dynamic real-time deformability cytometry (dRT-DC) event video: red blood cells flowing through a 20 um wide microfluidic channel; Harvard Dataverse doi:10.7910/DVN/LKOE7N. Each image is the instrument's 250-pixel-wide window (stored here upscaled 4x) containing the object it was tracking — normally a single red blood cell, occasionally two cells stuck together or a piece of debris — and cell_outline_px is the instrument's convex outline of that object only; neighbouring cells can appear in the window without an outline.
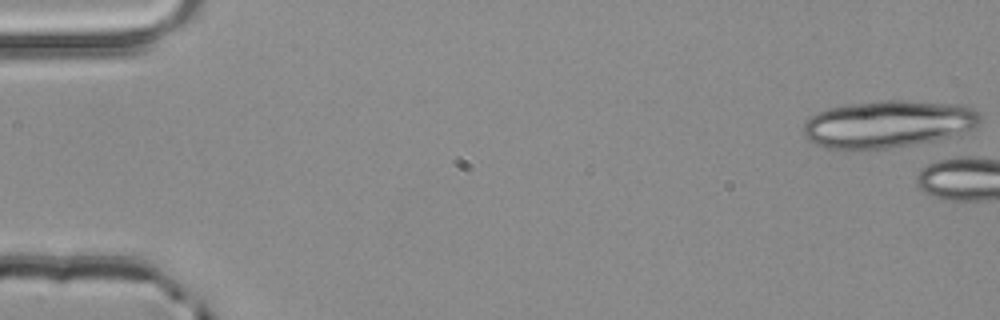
{"species": "common noctule bat (a hibernating species)", "species_latin": "Nyctalus noctula", "temperature_condition": "room temperature", "stored_images_in_passage": 4, "camera_frame_rate_fps": 3000, "um_per_image_px": 0.085, "animal": {"sex": "male", "body_mass_g": 20.4}, "frame": {"image": 1, "passage_image": 1, "time_ms": 0.0, "image_size_px": [1000, 320], "cell_outline_px": [[980, 124], [968, 132], [936, 140], [888, 148], [848, 152], [828, 148], [816, 144], [808, 140], [804, 136], [804, 120], [828, 108], [852, 104], [884, 100], [908, 100], [960, 104], [972, 108], [980, 116]], "centroid_in_image_um": [75.48, 10.57], "position_along_channel_um": 9.5, "area_um2": 49.3}}